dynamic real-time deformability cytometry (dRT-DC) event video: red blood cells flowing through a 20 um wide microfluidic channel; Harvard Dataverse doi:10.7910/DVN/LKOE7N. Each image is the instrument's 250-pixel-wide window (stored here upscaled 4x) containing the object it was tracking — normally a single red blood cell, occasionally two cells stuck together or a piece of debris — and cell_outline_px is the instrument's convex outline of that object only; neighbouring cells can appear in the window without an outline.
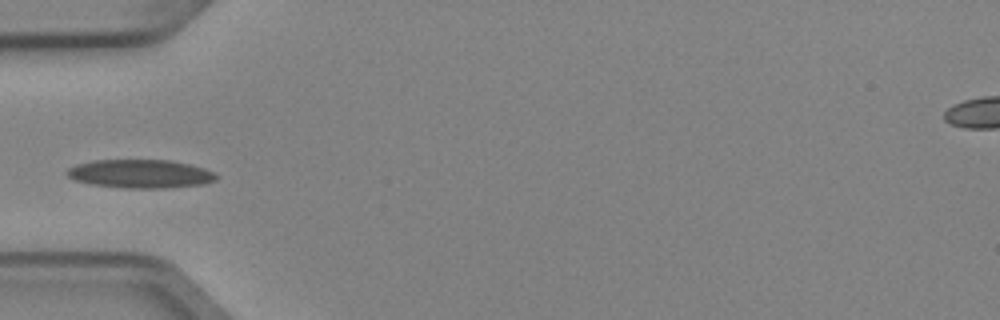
{"species": "Egyptian fruit bat (a non-hibernating species)", "species_latin": "Rousettus aegyptiacus", "temperature_condition": "cold", "stored_images_in_passage": 4, "camera_frame_rate_fps": 3000, "um_per_image_px": 0.085, "animal": {"sex": "female"}, "frame": {"image": 1, "passage_image": 4, "time_ms": 1.0, "image_size_px": [1000, 320], "cell_outline_px": [[216, 180], [204, 184], [168, 188], [124, 188], [92, 184], [76, 180], [68, 176], [64, 172], [68, 168], [76, 164], [92, 160], [172, 160], [204, 168], [216, 172]], "centroid_in_image_um": [11.94, 14.77], "position_along_channel_um": 73.1, "area_um2": 24.91}}